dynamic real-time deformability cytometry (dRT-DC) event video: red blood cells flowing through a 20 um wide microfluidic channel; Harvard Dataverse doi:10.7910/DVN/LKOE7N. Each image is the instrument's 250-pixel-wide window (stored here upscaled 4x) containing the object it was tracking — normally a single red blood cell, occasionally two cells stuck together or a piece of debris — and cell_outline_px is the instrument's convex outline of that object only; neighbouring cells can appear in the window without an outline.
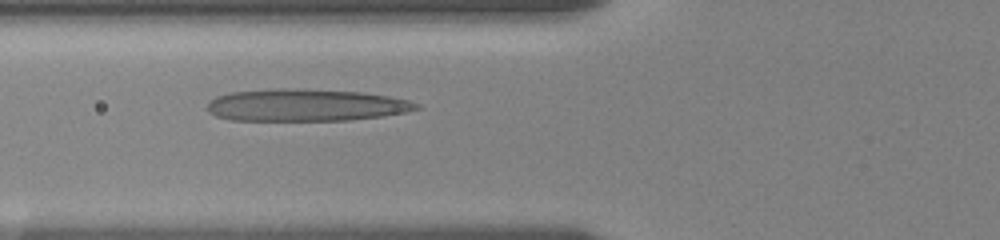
{"species": "human", "species_latin": "Homo sapiens", "temperature_condition": "room temperature", "stored_images_in_passage": 8, "camera_frame_rate_fps": 3000, "um_per_image_px": 0.085, "donor": {"sex": "female"}, "frame": {"image": 1, "passage_image": 7, "time_ms": 5.0, "image_size_px": [1000, 240], "cell_outline_px": [[420, 108], [404, 112], [380, 116], [348, 120], [228, 120], [216, 116], [208, 112], [208, 100], [216, 96], [232, 92], [276, 88], [292, 88], [360, 92], [388, 96], [408, 100], [420, 104]], "centroid_in_image_um": [25.94, 8.93], "position_along_channel_um": 99.9, "area_um2": 39.07}}